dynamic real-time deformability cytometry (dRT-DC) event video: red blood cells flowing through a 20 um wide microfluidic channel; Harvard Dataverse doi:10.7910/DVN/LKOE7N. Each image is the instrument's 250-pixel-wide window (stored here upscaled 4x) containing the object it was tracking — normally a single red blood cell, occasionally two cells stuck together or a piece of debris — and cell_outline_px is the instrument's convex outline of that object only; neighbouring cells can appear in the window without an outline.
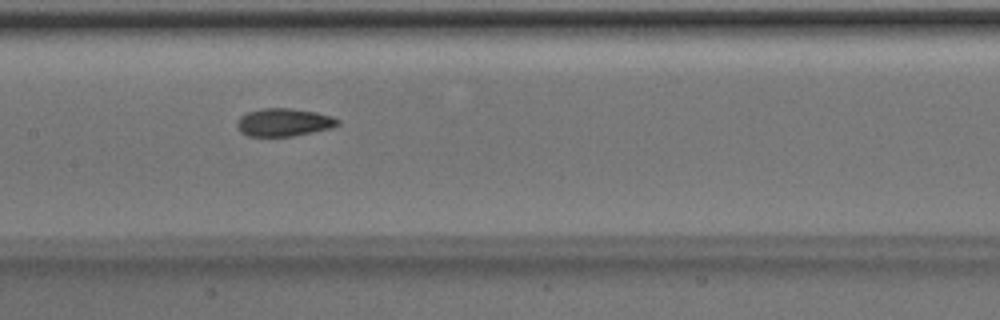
{"species": "Egyptian fruit bat (a non-hibernating species)", "species_latin": "Rousettus aegyptiacus", "temperature_condition": "room temperature", "stored_images_in_passage": 12, "camera_frame_rate_fps": 3000, "um_per_image_px": 0.085, "animal": {"sex": "male"}, "frame": {"image": 1, "passage_image": 9, "time_ms": 2.667, "image_size_px": [1000, 320], "cell_outline_px": [[340, 124], [332, 128], [292, 136], [248, 136], [240, 132], [236, 128], [236, 120], [240, 116], [248, 112], [264, 108], [292, 108], [316, 112], [332, 116], [340, 120]], "centroid_in_image_um": [24.11, 10.39], "position_along_channel_um": 183.3, "area_um2": 16.53}}
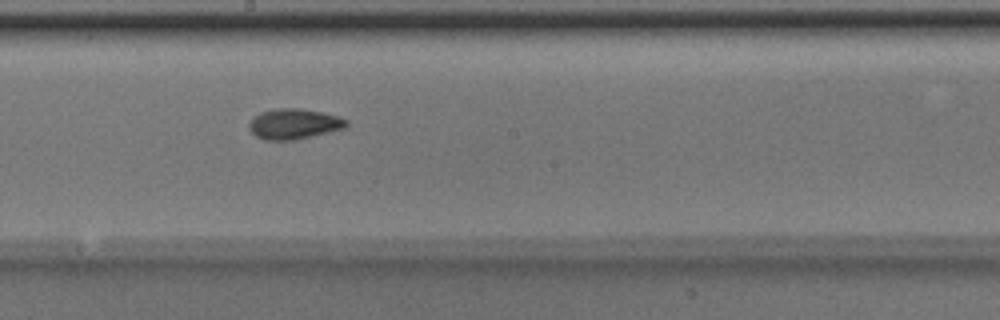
{"frame": {"image": 2, "passage_image": 10, "time_ms": 3.0, "image_size_px": [1000, 320], "cell_outline_px": [[348, 124], [344, 128], [292, 140], [264, 140], [256, 136], [248, 128], [248, 124], [260, 112], [272, 108], [300, 108], [320, 112], [336, 116], [348, 120]], "centroid_in_image_um": [24.94, 10.52], "position_along_channel_um": 223.3, "area_um2": 16.99}}
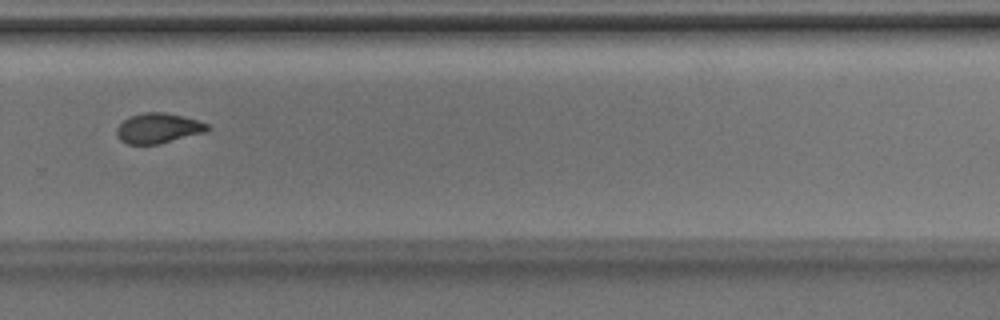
{"frame": {"image": 3, "passage_image": 12, "time_ms": 3.667, "image_size_px": [1000, 320], "cell_outline_px": [[212, 128], [204, 132], [160, 144], [128, 144], [120, 140], [116, 136], [116, 128], [124, 120], [132, 116], [144, 112], [164, 112], [196, 120], [208, 124]], "centroid_in_image_um": [13.43, 10.91], "position_along_channel_um": 316.4, "area_um2": 15.78}}